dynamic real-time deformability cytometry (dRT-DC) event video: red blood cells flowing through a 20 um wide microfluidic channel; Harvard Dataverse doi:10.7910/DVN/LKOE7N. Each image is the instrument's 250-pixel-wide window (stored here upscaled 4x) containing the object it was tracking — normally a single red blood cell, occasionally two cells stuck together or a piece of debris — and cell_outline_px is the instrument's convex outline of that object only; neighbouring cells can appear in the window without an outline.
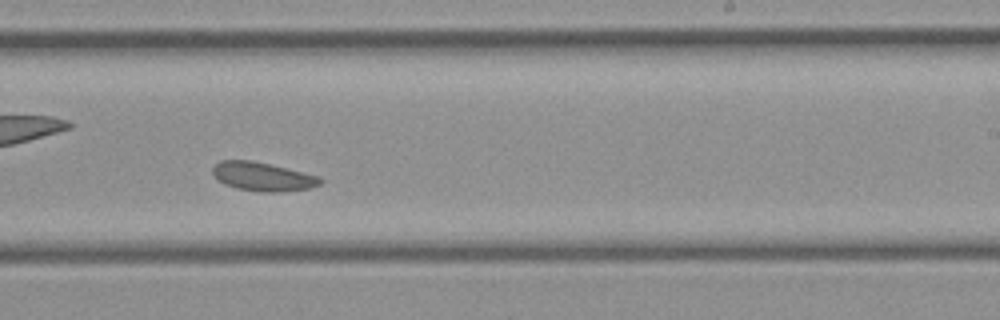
{"species": "common noctule bat (a hibernating species)", "species_latin": "Nyctalus noctula", "temperature_condition": "cold", "stored_images_in_passage": 24, "camera_frame_rate_fps": 3000, "um_per_image_px": 0.085, "animal": {"sex": "female", "body_mass_g": 21.9}, "frame": {"image": 1, "passage_image": 11, "time_ms": 3.333, "image_size_px": [1000, 320], "cell_outline_px": [[324, 180], [320, 184], [308, 188], [280, 192], [264, 192], [236, 188], [224, 184], [212, 172], [212, 168], [220, 160], [252, 160], [320, 176]], "centroid_in_image_um": [22.34, 15.01], "position_along_channel_um": 266.7, "area_um2": 17.86}}